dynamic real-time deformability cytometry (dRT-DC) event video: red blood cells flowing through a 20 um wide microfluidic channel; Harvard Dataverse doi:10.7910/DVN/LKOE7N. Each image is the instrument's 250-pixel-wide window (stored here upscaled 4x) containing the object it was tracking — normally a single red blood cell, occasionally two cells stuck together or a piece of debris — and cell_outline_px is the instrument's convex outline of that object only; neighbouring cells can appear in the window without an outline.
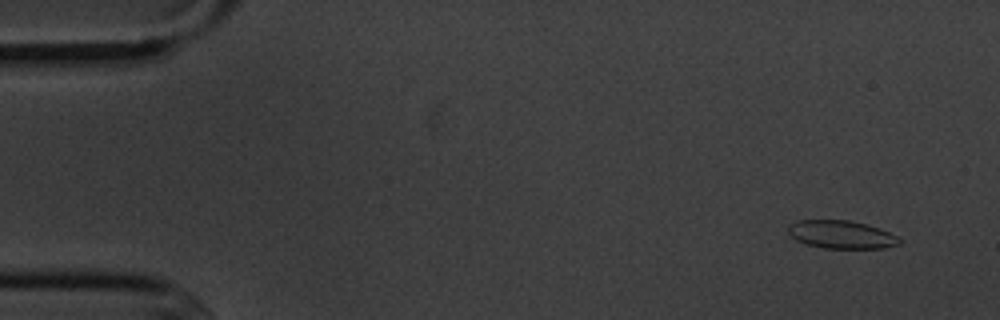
{"species": "common noctule bat (a hibernating species)", "species_latin": "Nyctalus noctula", "temperature_condition": "cold", "stored_images_in_passage": 6, "camera_frame_rate_fps": 3000, "um_per_image_px": 0.085, "animal": {"sex": "male", "body_mass_g": 20.1, "forearm_length_mm": 53.5}, "frame": {"image": 1, "passage_image": 1, "time_ms": 0.0, "image_size_px": [1000, 320], "cell_outline_px": [[900, 244], [884, 248], [824, 248], [808, 244], [796, 240], [788, 232], [788, 224], [796, 220], [852, 220], [880, 228], [896, 236], [900, 240]], "centroid_in_image_um": [71.5, 19.92], "position_along_channel_um": 13.5, "area_um2": 18.15}}
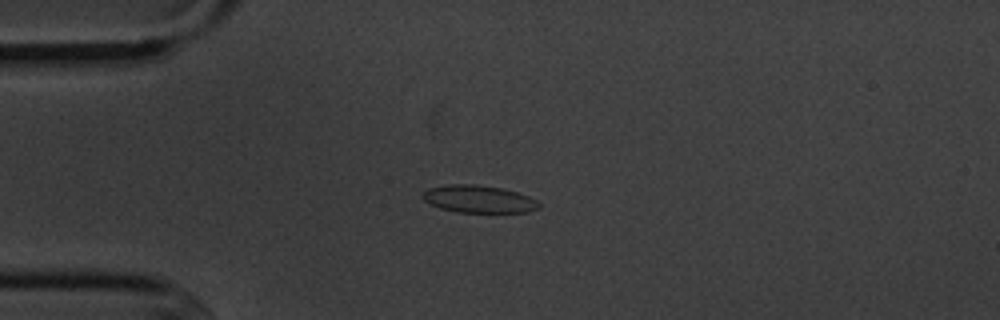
{"frame": {"image": 2, "passage_image": 4, "time_ms": 3.333, "image_size_px": [1000, 320], "cell_outline_px": [[540, 208], [528, 212], [456, 212], [440, 208], [424, 200], [420, 196], [428, 188], [448, 184], [472, 184], [500, 188], [516, 192], [528, 196], [536, 200], [540, 204]], "centroid_in_image_um": [40.68, 16.92], "position_along_channel_um": 44.3, "area_um2": 18.5}}
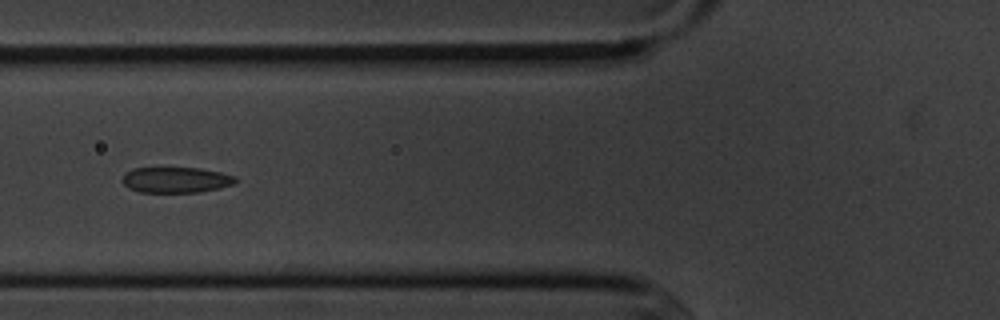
{"frame": {"image": 3, "passage_image": 6, "time_ms": 5.667, "image_size_px": [1000, 320], "cell_outline_px": [[236, 184], [220, 188], [200, 192], [140, 192], [128, 188], [120, 180], [124, 172], [132, 168], [200, 168], [220, 172], [236, 176]], "centroid_in_image_um": [14.94, 15.29], "position_along_channel_um": 110.9, "area_um2": 17.17}}